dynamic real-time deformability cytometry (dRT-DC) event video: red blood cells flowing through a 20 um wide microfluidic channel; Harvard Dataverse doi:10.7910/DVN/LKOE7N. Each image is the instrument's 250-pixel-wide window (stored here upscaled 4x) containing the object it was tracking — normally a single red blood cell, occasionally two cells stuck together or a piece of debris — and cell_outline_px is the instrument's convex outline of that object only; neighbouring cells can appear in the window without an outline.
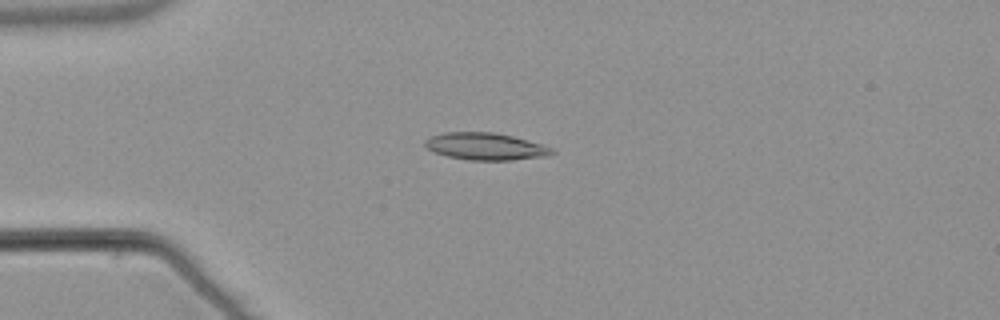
{"species": "common noctule bat (a hibernating species)", "species_latin": "Nyctalus noctula", "temperature_condition": "warm", "stored_images_in_passage": 53, "camera_frame_rate_fps": 3000, "um_per_image_px": 0.085, "animal": {"sex": "male", "body_mass_g": 21.5, "forearm_length_mm": 52.0}, "frame": {"image": 1, "passage_image": 13, "time_ms": 4.0, "image_size_px": [1000, 320], "cell_outline_px": [[556, 152], [548, 156], [512, 160], [468, 160], [448, 156], [436, 152], [428, 148], [424, 144], [424, 140], [432, 136], [444, 132], [492, 132], [512, 136], [540, 144], [552, 148]], "centroid_in_image_um": [41.28, 12.45], "position_along_channel_um": 43.7, "area_um2": 19.88}}
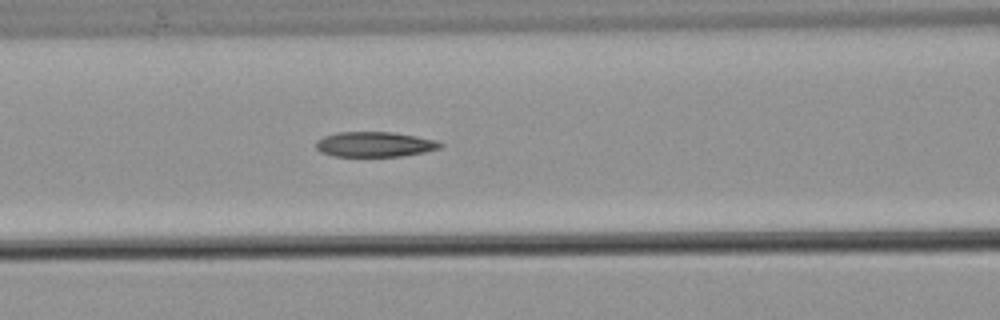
{"frame": {"image": 2, "passage_image": 22, "time_ms": 7.0, "image_size_px": [1000, 320], "cell_outline_px": [[444, 144], [440, 148], [424, 152], [400, 156], [332, 156], [320, 152], [316, 148], [316, 140], [324, 136], [336, 132], [392, 132], [416, 136], [436, 140]], "centroid_in_image_um": [31.82, 12.26], "position_along_channel_um": 134.8, "area_um2": 18.21}}
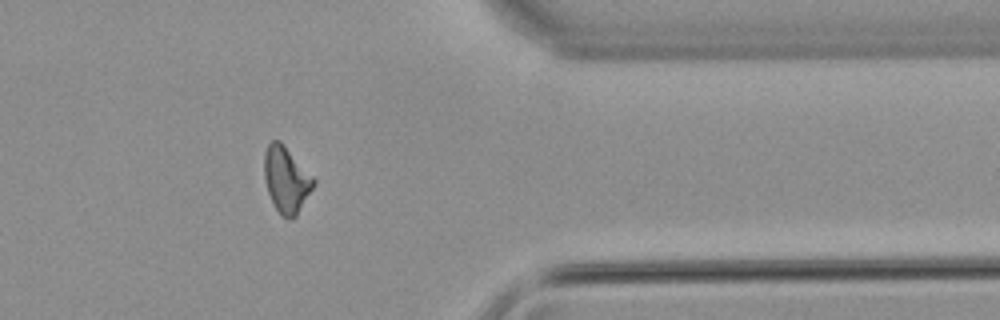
{"frame": {"image": 3, "passage_image": 43, "time_ms": 14.0, "image_size_px": [1000, 320], "cell_outline_px": [[316, 184], [296, 216], [292, 220], [288, 220], [280, 216], [268, 192], [264, 176], [264, 152], [268, 144], [272, 140], [280, 140], [316, 180]], "centroid_in_image_um": [24.34, 15.29], "position_along_channel_um": 387.1, "area_um2": 19.07}, "authors_computed_cell_mechanics": {"area_um2": 18.6694, "velocity_mm_per_s": 3.8244, "shape_relaxation_time_tau1_ms": 8.862, "shape_relaxation_time_tau2_ms": 4.7772, "deformation_change_tau1": 0.234, "deformation_change_tau2": 0.1247}}